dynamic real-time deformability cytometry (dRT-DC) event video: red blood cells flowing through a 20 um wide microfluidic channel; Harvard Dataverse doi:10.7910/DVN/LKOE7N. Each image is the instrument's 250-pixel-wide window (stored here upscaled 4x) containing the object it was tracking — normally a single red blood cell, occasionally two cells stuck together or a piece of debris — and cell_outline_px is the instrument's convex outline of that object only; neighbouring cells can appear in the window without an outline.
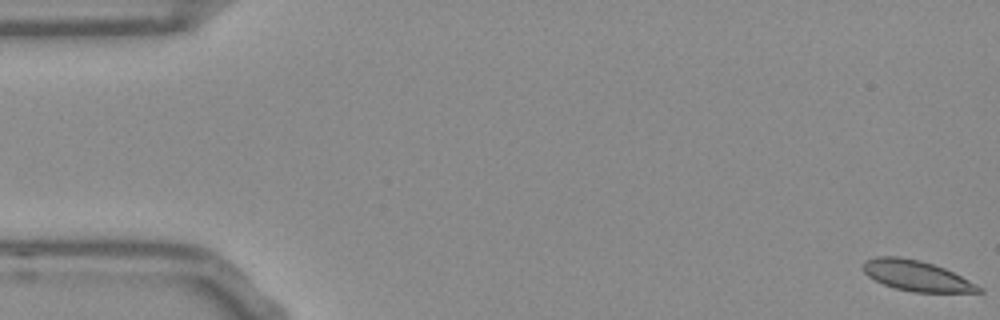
{"species": "Egyptian fruit bat (a non-hibernating species)", "species_latin": "Rousettus aegyptiacus", "temperature_condition": "room temperature", "stored_images_in_passage": 54, "camera_frame_rate_fps": 3000, "um_per_image_px": 0.085, "frame": {"image": 1, "passage_image": 1, "time_ms": 0.0, "image_size_px": [1000, 320], "cell_outline_px": [[984, 292], [912, 292], [896, 288], [884, 284], [868, 276], [864, 272], [864, 260], [876, 256], [900, 256], [920, 260], [944, 268], [984, 288]], "centroid_in_image_um": [77.9, 23.43], "position_along_channel_um": 7.1, "area_um2": 20.35}}
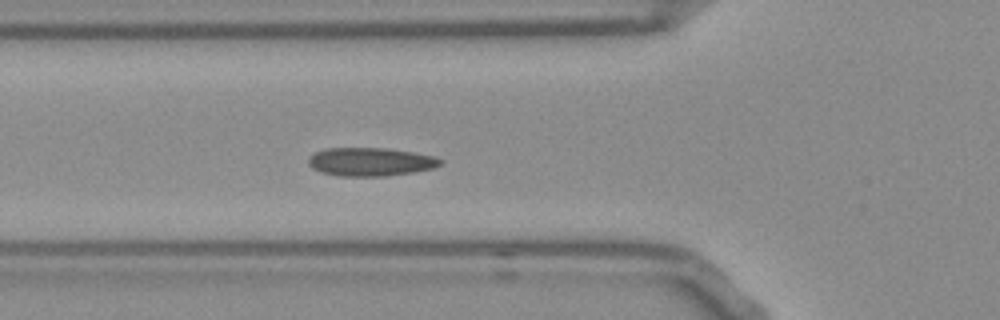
{"frame": {"image": 2, "passage_image": 19, "time_ms": 6.0, "image_size_px": [1000, 320], "cell_outline_px": [[444, 160], [440, 164], [432, 168], [412, 172], [384, 176], [340, 176], [320, 172], [312, 168], [308, 164], [308, 156], [324, 148], [384, 148], [412, 152], [436, 156]], "centroid_in_image_um": [31.46, 13.75], "position_along_channel_um": 94.3, "area_um2": 21.85}}
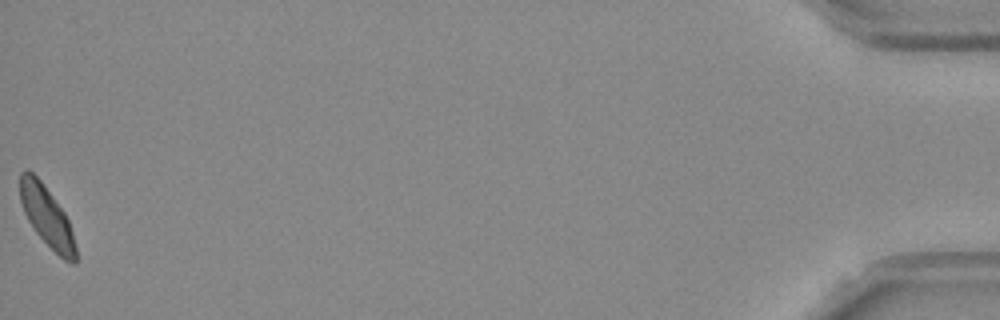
{"frame": {"image": 3, "passage_image": 54, "time_ms": 17.667, "image_size_px": [1000, 320], "cell_outline_px": [[76, 264], [72, 264], [64, 260], [36, 232], [28, 220], [24, 212], [20, 200], [20, 172], [28, 168], [40, 180], [64, 212], [68, 220], [72, 232], [76, 248]], "centroid_in_image_um": [3.97, 18.39], "position_along_channel_um": 431.2, "area_um2": 19.19}, "authors_computed_cell_mechanics": {"area_um2": 20.7213, "velocity_mm_per_s": 3.7803, "shape_relaxation_time_tau1_ms": 5.3017, "shape_relaxation_time_tau2_ms": 2.3197, "deformation_change_tau1": 0.1078, "deformation_change_tau2": 0.0368}}